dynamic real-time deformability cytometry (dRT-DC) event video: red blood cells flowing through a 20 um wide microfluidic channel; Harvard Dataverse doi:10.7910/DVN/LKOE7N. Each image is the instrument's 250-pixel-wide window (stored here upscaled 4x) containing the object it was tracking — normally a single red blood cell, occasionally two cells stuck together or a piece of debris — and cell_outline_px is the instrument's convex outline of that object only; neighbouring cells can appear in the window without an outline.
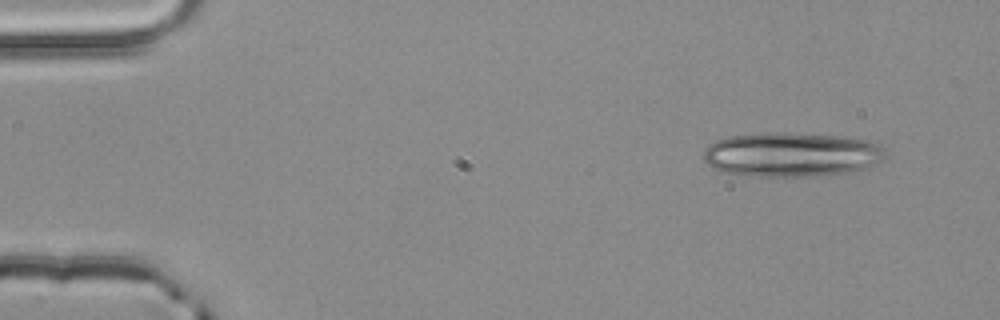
{"species": "common noctule bat (a hibernating species)", "species_latin": "Nyctalus noctula", "temperature_condition": "room temperature", "stored_images_in_passage": 3, "camera_frame_rate_fps": 3000, "um_per_image_px": 0.085, "animal": {"sex": "male", "body_mass_g": 20.4}, "frame": {"image": 1, "passage_image": 1, "time_ms": 0.0, "image_size_px": [1000, 320], "cell_outline_px": [[888, 156], [884, 160], [876, 164], [864, 168], [844, 172], [812, 176], [744, 176], [724, 172], [708, 164], [704, 160], [704, 152], [708, 144], [716, 140], [728, 136], [760, 132], [784, 132], [844, 136], [872, 140], [880, 144], [884, 148]], "centroid_in_image_um": [67.31, 13.11], "position_along_channel_um": 17.7, "area_um2": 47.69}}